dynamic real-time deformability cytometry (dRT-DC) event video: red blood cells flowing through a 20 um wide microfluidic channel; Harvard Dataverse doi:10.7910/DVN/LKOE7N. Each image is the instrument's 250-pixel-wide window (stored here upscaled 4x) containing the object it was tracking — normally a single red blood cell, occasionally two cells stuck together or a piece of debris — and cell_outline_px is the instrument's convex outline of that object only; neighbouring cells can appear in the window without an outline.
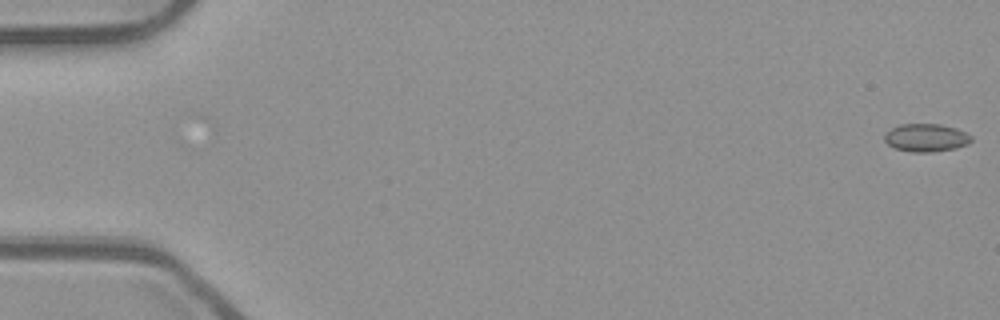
{"species": "common noctule bat (a hibernating species)", "species_latin": "Nyctalus noctula", "temperature_condition": "room temperature", "stored_images_in_passage": 48, "camera_frame_rate_fps": 3000, "um_per_image_px": 0.085, "animal": {"sex": "male", "body_mass_g": 23.1, "forearm_length_mm": 52.7}, "frame": {"image": 1, "passage_image": 1, "time_ms": 0.0, "image_size_px": [1000, 320], "cell_outline_px": [[972, 140], [968, 144], [956, 148], [932, 152], [912, 152], [896, 148], [888, 144], [884, 140], [884, 136], [892, 128], [900, 124], [940, 124], [956, 128], [972, 136]], "centroid_in_image_um": [78.74, 11.71], "position_along_channel_um": 6.3, "area_um2": 14.05}}
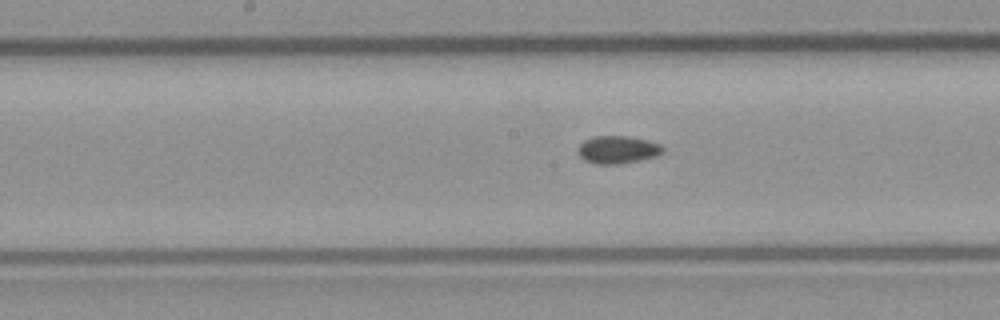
{"frame": {"image": 2, "passage_image": 28, "time_ms": 9.0, "image_size_px": [1000, 320], "cell_outline_px": [[664, 152], [656, 156], [640, 160], [620, 164], [592, 164], [584, 160], [576, 152], [576, 148], [584, 140], [592, 136], [628, 136], [648, 140], [660, 144], [664, 148]], "centroid_in_image_um": [52.47, 12.72], "position_along_channel_um": 195.7, "area_um2": 13.99}}
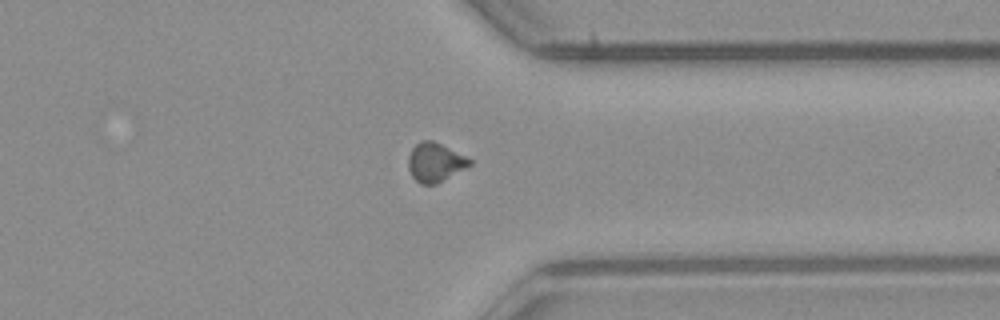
{"frame": {"image": 3, "passage_image": 42, "time_ms": 13.667, "image_size_px": [1000, 320], "cell_outline_px": [[472, 164], [436, 184], [420, 184], [412, 176], [408, 168], [408, 156], [412, 148], [420, 140], [432, 140], [468, 156], [472, 160]], "centroid_in_image_um": [36.99, 13.78], "position_along_channel_um": 374.4, "area_um2": 13.99}}